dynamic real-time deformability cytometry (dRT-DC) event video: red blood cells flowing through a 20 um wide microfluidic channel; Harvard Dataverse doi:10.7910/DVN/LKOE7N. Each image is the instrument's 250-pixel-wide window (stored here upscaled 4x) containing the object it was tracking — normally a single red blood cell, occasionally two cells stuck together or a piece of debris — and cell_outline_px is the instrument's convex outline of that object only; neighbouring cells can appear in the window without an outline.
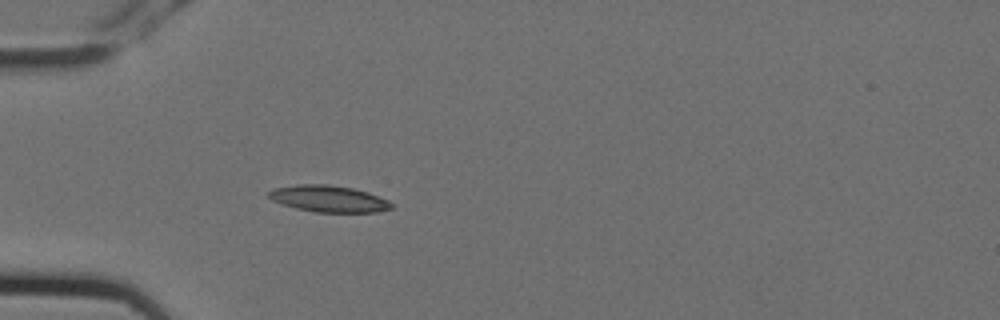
{"species": "Egyptian fruit bat (a non-hibernating species)", "species_latin": "Rousettus aegyptiacus", "temperature_condition": "cold", "stored_images_in_passage": 4, "camera_frame_rate_fps": 3000, "um_per_image_px": 0.085, "animal": {"sex": "female"}, "frame": {"image": 1, "passage_image": 4, "time_ms": 1.0, "image_size_px": [1000, 320], "cell_outline_px": [[396, 208], [376, 212], [316, 212], [296, 208], [272, 200], [268, 196], [268, 192], [276, 188], [296, 184], [328, 184], [352, 188], [368, 192], [388, 200]], "centroid_in_image_um": [27.98, 16.89], "position_along_channel_um": 57.0, "area_um2": 18.96}}